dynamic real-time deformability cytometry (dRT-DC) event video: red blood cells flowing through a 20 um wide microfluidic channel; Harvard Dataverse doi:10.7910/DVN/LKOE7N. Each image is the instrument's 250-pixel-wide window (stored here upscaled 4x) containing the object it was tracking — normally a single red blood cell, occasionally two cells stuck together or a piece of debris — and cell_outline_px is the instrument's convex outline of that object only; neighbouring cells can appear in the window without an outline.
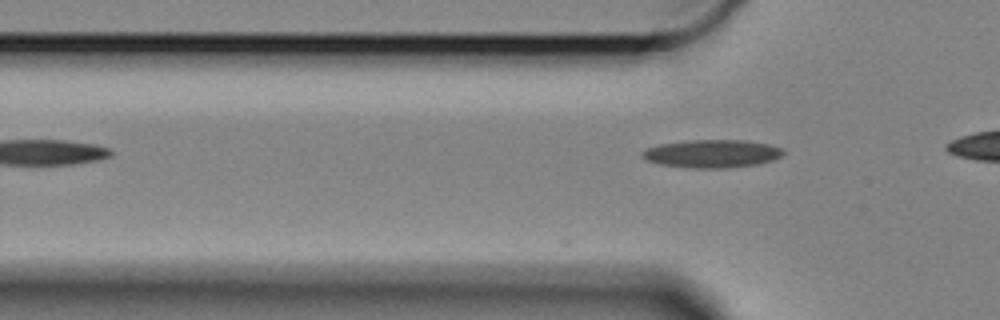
{"species": "Egyptian fruit bat (a non-hibernating species)", "species_latin": "Rousettus aegyptiacus", "temperature_condition": "cold", "stored_images_in_passage": 3, "camera_frame_rate_fps": 3000, "um_per_image_px": 0.085, "animal": {"sex": "female"}, "frame": {"image": 1, "passage_image": 3, "time_ms": 0.667, "image_size_px": [1000, 320], "cell_outline_px": [[784, 152], [780, 156], [772, 160], [760, 164], [728, 168], [688, 168], [660, 164], [648, 160], [640, 156], [640, 152], [648, 148], [660, 144], [688, 140], [744, 140], [768, 144], [780, 148]], "centroid_in_image_um": [60.5, 13.06], "position_along_channel_um": 65.3, "area_um2": 23.0}}